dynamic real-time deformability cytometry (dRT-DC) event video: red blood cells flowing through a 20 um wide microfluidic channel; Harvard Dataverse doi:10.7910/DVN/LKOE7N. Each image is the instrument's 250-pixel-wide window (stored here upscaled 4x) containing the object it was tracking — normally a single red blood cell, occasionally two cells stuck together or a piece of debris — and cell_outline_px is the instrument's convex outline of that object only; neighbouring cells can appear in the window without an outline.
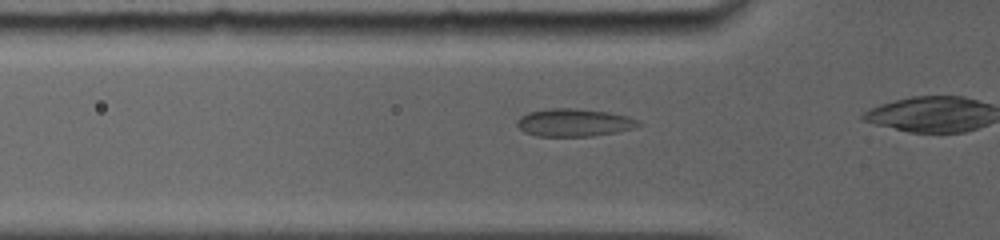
{"species": "common noctule bat (a hibernating species)", "species_latin": "Nyctalus noctula", "temperature_condition": "room temperature", "stored_images_in_passage": 8, "camera_frame_rate_fps": 5000, "um_per_image_px": 0.085, "animal": {"sex": "female", "body_mass_g": 19.0, "forearm_length_mm": 56.7}, "frame": {"image": 1, "passage_image": 5, "time_ms": 1.6, "image_size_px": [1000, 240], "cell_outline_px": [[644, 124], [636, 128], [616, 132], [592, 136], [536, 136], [524, 132], [516, 124], [516, 120], [520, 116], [528, 112], [548, 108], [576, 108], [608, 112], [628, 116], [640, 120]], "centroid_in_image_um": [48.82, 10.41], "position_along_channel_um": 77.0, "area_um2": 19.94}}
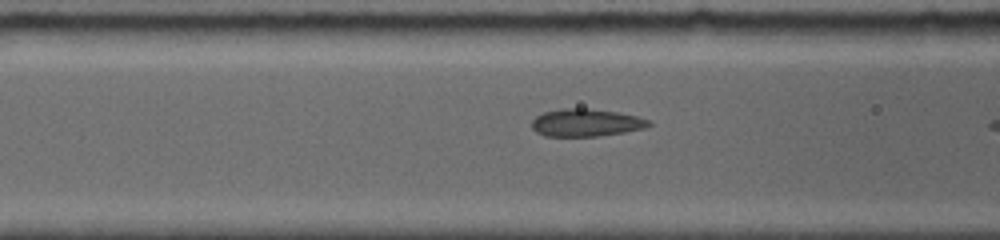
{"frame": {"image": 2, "passage_image": 7, "time_ms": 2.6, "image_size_px": [1000, 240], "cell_outline_px": [[652, 124], [644, 128], [624, 132], [596, 136], [544, 136], [536, 132], [532, 128], [532, 120], [536, 116], [544, 112], [560, 108], [584, 108], [616, 112], [636, 116], [648, 120]], "centroid_in_image_um": [49.77, 10.42], "position_along_channel_um": 116.8, "area_um2": 18.67}}